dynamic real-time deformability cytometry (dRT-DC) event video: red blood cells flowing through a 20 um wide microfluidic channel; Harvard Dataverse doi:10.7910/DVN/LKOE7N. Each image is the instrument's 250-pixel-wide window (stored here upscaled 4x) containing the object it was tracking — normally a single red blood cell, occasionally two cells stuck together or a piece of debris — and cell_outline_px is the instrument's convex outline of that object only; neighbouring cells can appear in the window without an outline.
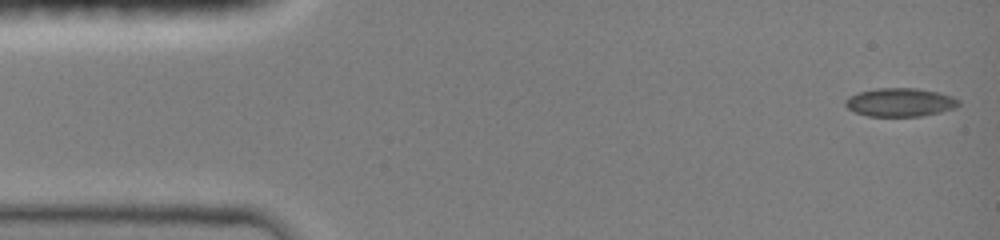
{"species": "common noctule bat (a hibernating species)", "species_latin": "Nyctalus noctula", "temperature_condition": "room temperature", "stored_images_in_passage": 47, "camera_frame_rate_fps": 3000, "um_per_image_px": 0.085, "animal": {"sex": "female", "body_mass_g": 19.0, "forearm_length_mm": 51.5}, "frame": {"image": 1, "passage_image": 1, "time_ms": 0.0, "image_size_px": [1000, 240], "cell_outline_px": [[960, 104], [956, 108], [940, 112], [920, 116], [868, 116], [856, 112], [848, 108], [844, 104], [844, 100], [848, 96], [860, 92], [876, 88], [916, 88], [940, 92], [952, 96], [960, 100]], "centroid_in_image_um": [76.53, 8.69], "position_along_channel_um": 8.5, "area_um2": 18.9}}
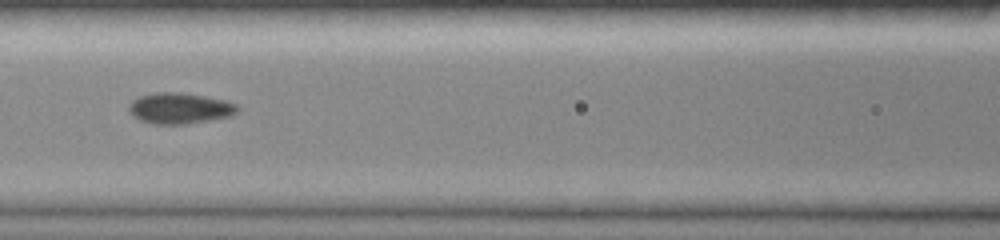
{"frame": {"image": 2, "passage_image": 20, "time_ms": 6.333, "image_size_px": [1000, 240], "cell_outline_px": [[240, 108], [236, 112], [228, 116], [188, 124], [152, 124], [140, 120], [132, 116], [128, 112], [128, 104], [132, 100], [140, 96], [156, 92], [180, 92], [204, 96], [224, 100], [236, 104]], "centroid_in_image_um": [15.22, 9.2], "position_along_channel_um": 151.4, "area_um2": 19.59}}
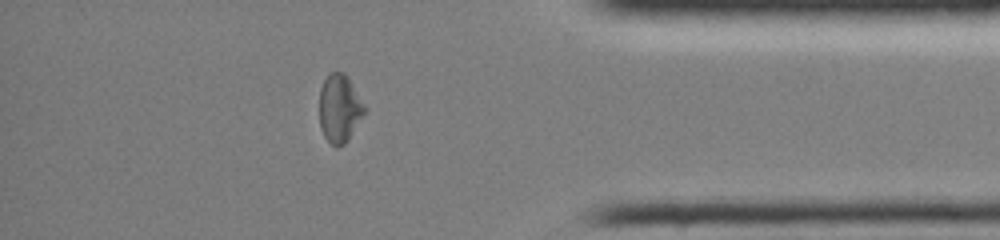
{"frame": {"image": 3, "passage_image": 40, "time_ms": 13.0, "image_size_px": [1000, 240], "cell_outline_px": [[368, 108], [364, 116], [348, 140], [344, 144], [336, 148], [324, 136], [320, 128], [320, 88], [328, 72], [344, 72]], "centroid_in_image_um": [28.88, 9.22], "position_along_channel_um": 406.3, "area_um2": 18.15}, "authors_computed_cell_mechanics": {"area_um2": 18.3226, "velocity_mm_per_s": 4.0513, "shape_relaxation_time_tau1_ms": 8.5656, "shape_relaxation_time_tau2_ms": 3.4477, "deformation_change_tau1": 0.1777, "deformation_change_tau2": 0.07}}